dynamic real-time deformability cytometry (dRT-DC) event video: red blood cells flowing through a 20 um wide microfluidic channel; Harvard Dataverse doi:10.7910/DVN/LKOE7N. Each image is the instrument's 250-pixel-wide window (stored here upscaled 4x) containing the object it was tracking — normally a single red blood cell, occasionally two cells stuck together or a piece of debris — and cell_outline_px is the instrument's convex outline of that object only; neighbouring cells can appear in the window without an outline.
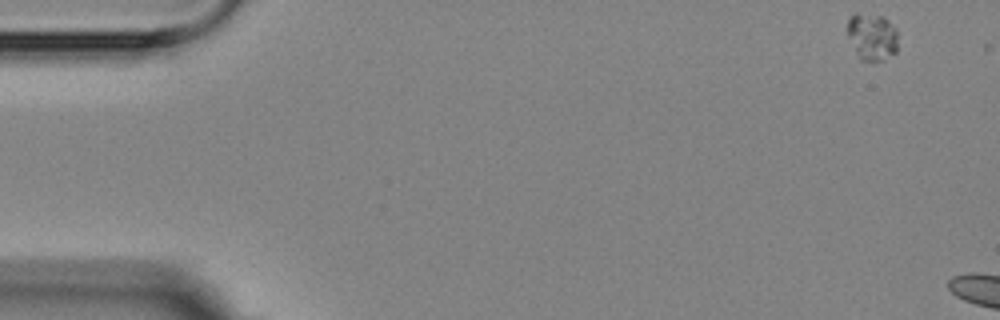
{"species": "Egyptian fruit bat (a non-hibernating species)", "species_latin": "Rousettus aegyptiacus", "temperature_condition": "room temperature", "stored_images_in_passage": 2, "camera_frame_rate_fps": 3000, "um_per_image_px": 0.085, "animal": {"sex": "female"}, "frame": {"image": 1, "passage_image": 1, "time_ms": 0.0, "image_size_px": [1000, 320], "cell_outline_px": [[896, 52], [884, 60], [860, 60], [848, 36], [848, 16], [856, 12], [884, 16], [896, 28]], "centroid_in_image_um": [74.11, 3.08], "position_along_channel_um": 10.9, "area_um2": 13.87}}